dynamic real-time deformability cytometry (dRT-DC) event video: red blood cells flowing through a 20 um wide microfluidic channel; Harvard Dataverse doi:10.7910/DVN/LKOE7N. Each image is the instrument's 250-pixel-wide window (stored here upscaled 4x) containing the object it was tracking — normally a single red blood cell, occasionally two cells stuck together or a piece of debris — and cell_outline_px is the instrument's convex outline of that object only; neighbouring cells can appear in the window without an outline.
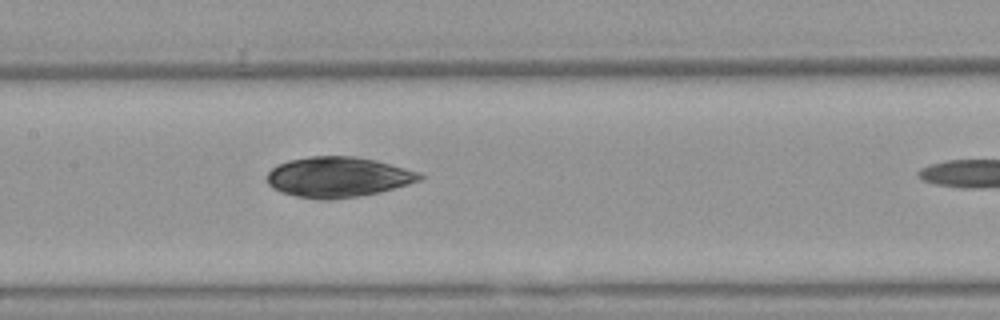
{"species": "Egyptian fruit bat (a non-hibernating species)", "species_latin": "Rousettus aegyptiacus", "temperature_condition": "warm", "stored_images_in_passage": 6, "camera_frame_rate_fps": 3000, "um_per_image_px": 0.085, "animal": {"sex": "female"}, "frame": {"image": 1, "passage_image": 5, "time_ms": 1.333, "image_size_px": [1000, 320], "cell_outline_px": [[424, 176], [420, 180], [408, 184], [380, 192], [360, 196], [328, 200], [320, 200], [296, 196], [280, 192], [272, 188], [268, 184], [268, 172], [272, 168], [288, 160], [308, 156], [356, 156], [376, 160], [420, 172]], "centroid_in_image_um": [28.73, 15.05], "position_along_channel_um": 178.7, "area_um2": 36.01}}